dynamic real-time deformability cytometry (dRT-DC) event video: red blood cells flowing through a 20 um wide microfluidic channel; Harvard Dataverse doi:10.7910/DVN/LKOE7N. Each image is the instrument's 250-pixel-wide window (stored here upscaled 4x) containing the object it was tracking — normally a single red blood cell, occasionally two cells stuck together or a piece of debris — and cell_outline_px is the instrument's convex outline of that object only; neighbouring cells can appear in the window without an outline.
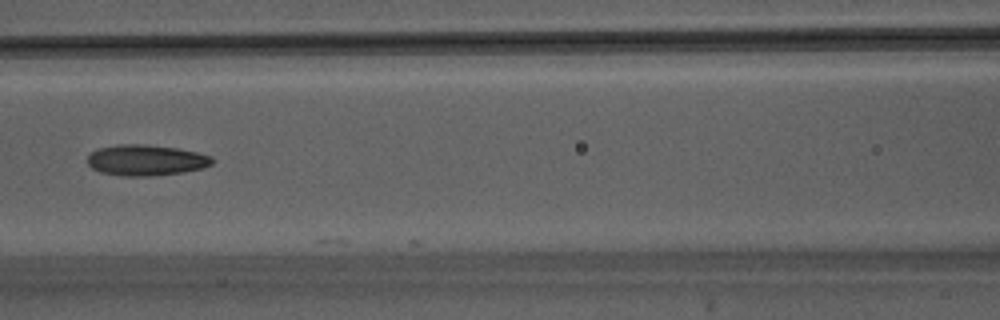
{"species": "Egyptian fruit bat (a non-hibernating species)", "species_latin": "Rousettus aegyptiacus", "temperature_condition": "warm", "stored_images_in_passage": 31, "camera_frame_rate_fps": 3000, "um_per_image_px": 0.085, "animal": {"sex": "male"}, "frame": {"image": 1, "passage_image": 7, "time_ms": 2.0, "image_size_px": [1000, 320], "cell_outline_px": [[212, 164], [200, 168], [180, 172], [152, 176], [120, 176], [100, 172], [92, 168], [88, 164], [88, 156], [96, 148], [120, 144], [144, 144], [176, 148], [196, 152], [212, 156]], "centroid_in_image_um": [12.36, 13.61], "position_along_channel_um": 154.2, "area_um2": 22.31}}
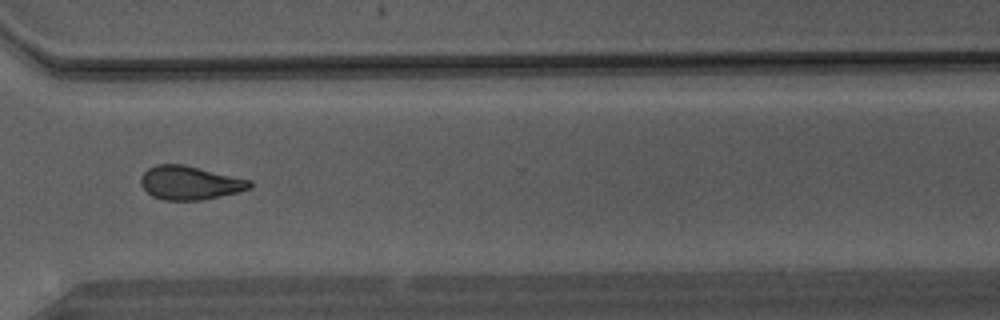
{"frame": {"image": 2, "passage_image": 20, "time_ms": 6.333, "image_size_px": [1000, 320], "cell_outline_px": [[252, 188], [240, 192], [204, 200], [164, 200], [152, 196], [140, 184], [140, 176], [148, 168], [156, 164], [184, 164], [252, 180]], "centroid_in_image_um": [16.16, 15.54], "position_along_channel_um": 354.4, "area_um2": 21.68}}
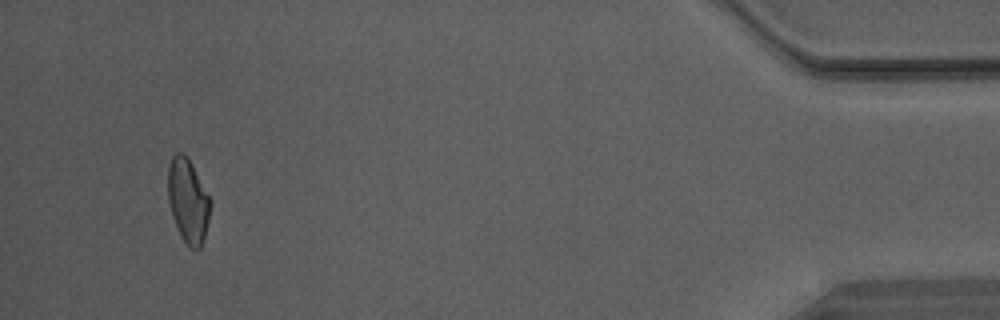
{"frame": {"image": 3, "passage_image": 29, "time_ms": 9.333, "image_size_px": [1000, 320], "cell_outline_px": [[212, 204], [204, 236], [200, 248], [192, 248], [180, 236], [172, 216], [168, 200], [168, 164], [172, 156], [176, 152], [180, 152], [188, 160], [212, 200]], "centroid_in_image_um": [15.97, 17.06], "position_along_channel_um": 419.2, "area_um2": 20.4}}